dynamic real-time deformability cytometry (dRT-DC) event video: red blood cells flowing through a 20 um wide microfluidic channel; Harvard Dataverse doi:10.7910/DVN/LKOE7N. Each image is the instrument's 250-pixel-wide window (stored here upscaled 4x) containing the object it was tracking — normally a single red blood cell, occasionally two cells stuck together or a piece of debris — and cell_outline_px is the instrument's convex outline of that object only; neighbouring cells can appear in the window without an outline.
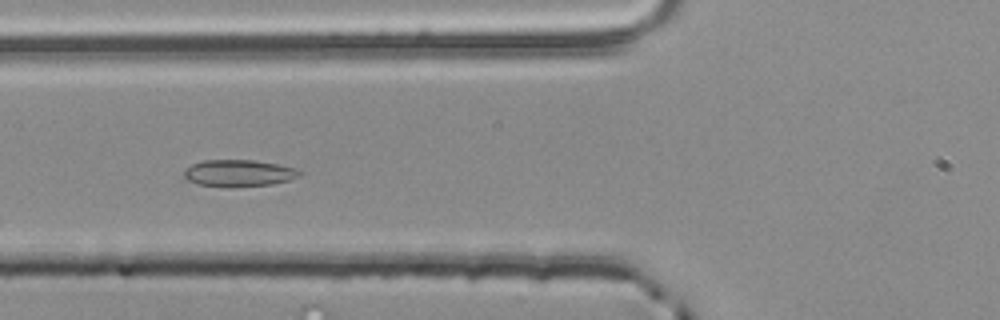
{"species": "common noctule bat (a hibernating species)", "species_latin": "Nyctalus noctula", "temperature_condition": "room temperature", "stored_images_in_passage": 41, "camera_frame_rate_fps": 3000, "um_per_image_px": 0.085, "animal": {"sex": "male", "body_mass_g": 20.4}, "frame": {"image": 1, "passage_image": 8, "time_ms": 2.333, "image_size_px": [1000, 320], "cell_outline_px": [[300, 176], [288, 180], [272, 184], [228, 188], [224, 188], [200, 184], [188, 180], [184, 176], [184, 172], [192, 164], [204, 160], [256, 160], [280, 164], [292, 168], [300, 172]], "centroid_in_image_um": [20.28, 14.72], "position_along_channel_um": 105.5, "area_um2": 18.03}}
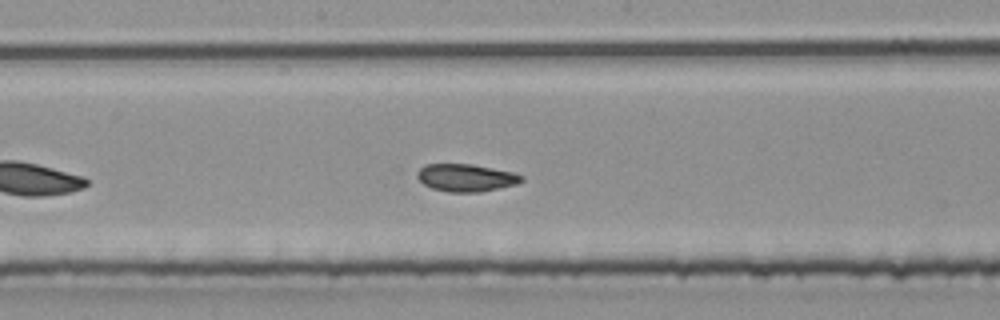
{"frame": {"image": 2, "passage_image": 16, "time_ms": 5.0, "image_size_px": [1000, 320], "cell_outline_px": [[524, 180], [516, 184], [480, 192], [448, 192], [432, 188], [424, 184], [416, 176], [416, 172], [424, 164], [472, 164], [512, 172], [524, 176]], "centroid_in_image_um": [39.59, 15.1], "position_along_channel_um": 208.6, "area_um2": 16.7}}
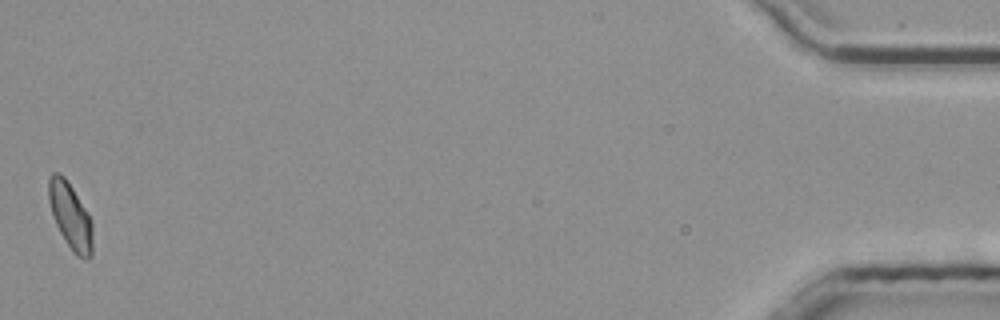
{"frame": {"image": 3, "passage_image": 41, "time_ms": 13.333, "image_size_px": [1000, 320], "cell_outline_px": [[92, 256], [88, 260], [84, 260], [76, 256], [72, 252], [60, 232], [52, 216], [48, 200], [48, 180], [52, 172], [60, 172], [64, 176], [88, 212], [92, 224]], "centroid_in_image_um": [5.98, 18.38], "position_along_channel_um": 429.2, "area_um2": 17.17}, "authors_computed_cell_mechanics": {"area_um2": 16.8776, "velocity_mm_per_s": 3.8589, "shape_relaxation_time_tau1_ms": null, "shape_relaxation_time_tau2_ms": 1.9956, "deformation_change_tau1": null, "deformation_change_tau2": 0.0595}}